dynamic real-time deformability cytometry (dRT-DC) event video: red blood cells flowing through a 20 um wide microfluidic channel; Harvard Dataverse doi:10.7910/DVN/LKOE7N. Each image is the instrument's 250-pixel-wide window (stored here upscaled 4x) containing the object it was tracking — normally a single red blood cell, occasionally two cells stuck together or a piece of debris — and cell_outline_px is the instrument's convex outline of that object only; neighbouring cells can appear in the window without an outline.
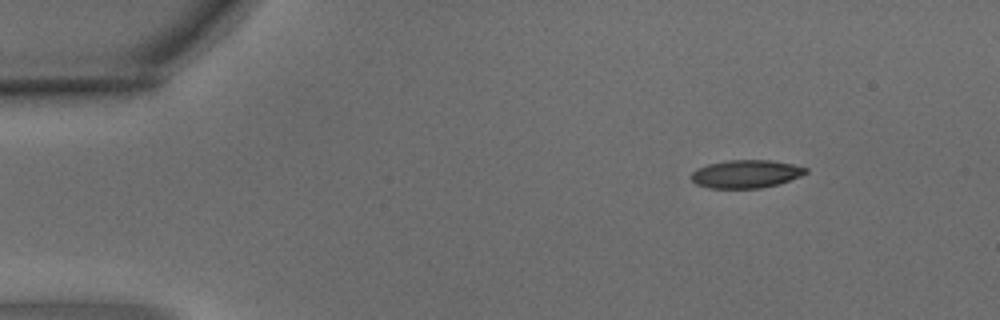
{"species": "common noctule bat (a hibernating species)", "species_latin": "Nyctalus noctula", "temperature_condition": "warm", "stored_images_in_passage": 4, "camera_frame_rate_fps": 3000, "um_per_image_px": 0.085, "animal": {"sex": "male", "body_mass_g": 15.6}, "frame": {"image": 1, "passage_image": 1, "time_ms": 0.0, "image_size_px": [1000, 320], "cell_outline_px": [[808, 172], [800, 176], [776, 184], [760, 188], [708, 188], [696, 184], [692, 180], [692, 172], [696, 168], [708, 164], [728, 160], [772, 160], [792, 164], [808, 168]], "centroid_in_image_um": [63.39, 14.78], "position_along_channel_um": 21.6, "area_um2": 18.61}}
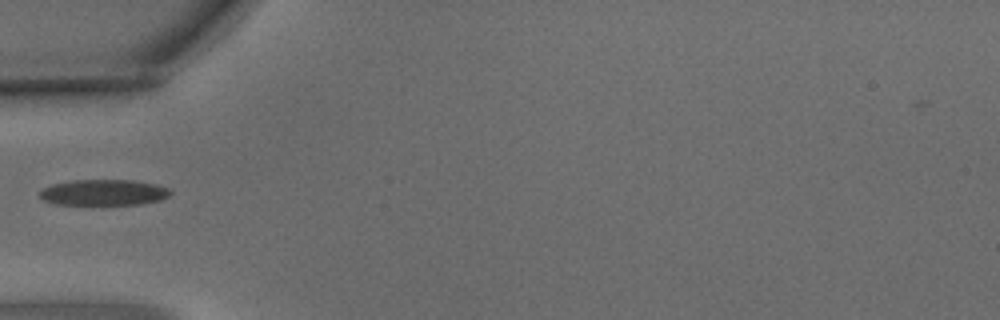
{"frame": {"image": 2, "passage_image": 4, "time_ms": 1.0, "image_size_px": [1000, 320], "cell_outline_px": [[172, 192], [168, 196], [160, 200], [144, 204], [100, 208], [56, 204], [44, 200], [40, 196], [40, 192], [44, 188], [52, 184], [76, 180], [132, 180], [156, 184], [168, 188]], "centroid_in_image_um": [8.83, 16.42], "position_along_channel_um": 76.2, "area_um2": 20.81}}